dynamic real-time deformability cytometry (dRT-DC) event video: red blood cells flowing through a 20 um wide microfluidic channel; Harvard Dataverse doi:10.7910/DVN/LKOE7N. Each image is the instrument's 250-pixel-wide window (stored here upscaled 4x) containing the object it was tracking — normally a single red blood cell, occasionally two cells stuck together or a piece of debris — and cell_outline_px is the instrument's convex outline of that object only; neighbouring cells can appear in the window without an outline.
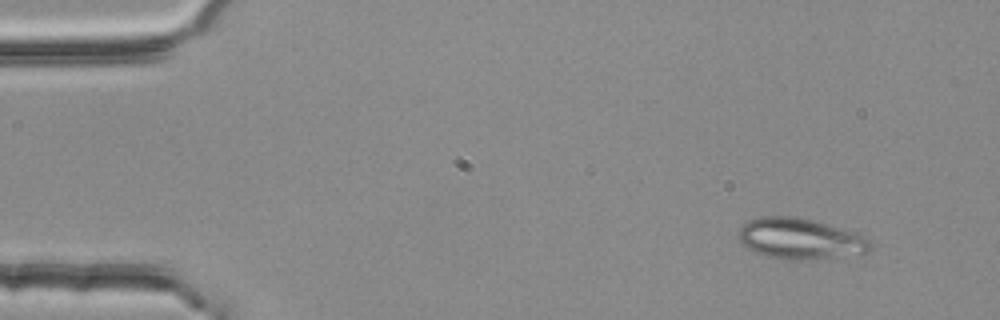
{"species": "common noctule bat (a hibernating species)", "species_latin": "Nyctalus noctula", "temperature_condition": "room temperature", "stored_images_in_passage": 3, "camera_frame_rate_fps": 3000, "um_per_image_px": 0.085, "animal": {"sex": "female", "body_mass_g": 25.1}, "frame": {"image": 1, "passage_image": 1, "time_ms": 0.0, "image_size_px": [1000, 320], "cell_outline_px": [[872, 248], [868, 252], [832, 256], [792, 260], [784, 260], [764, 256], [740, 244], [740, 228], [748, 220], [760, 216], [796, 216], [812, 220], [856, 232], [872, 240]], "centroid_in_image_um": [67.99, 20.27], "position_along_channel_um": 17.0, "area_um2": 31.15}}